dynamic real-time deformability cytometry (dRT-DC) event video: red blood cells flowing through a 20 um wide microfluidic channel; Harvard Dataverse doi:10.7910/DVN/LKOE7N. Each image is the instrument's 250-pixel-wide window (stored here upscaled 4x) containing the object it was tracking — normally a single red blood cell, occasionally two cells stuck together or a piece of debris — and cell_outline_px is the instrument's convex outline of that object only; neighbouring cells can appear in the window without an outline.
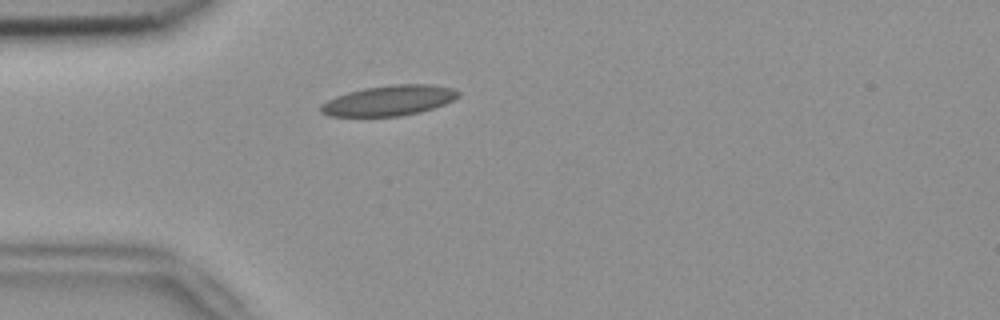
{"species": "common noctule bat (a hibernating species)", "species_latin": "Nyctalus noctula", "temperature_condition": "room temperature", "stored_images_in_passage": 39, "camera_frame_rate_fps": 3000, "um_per_image_px": 0.085, "animal": {"sex": "female", "body_mass_g": 18.4}, "frame": {"image": 1, "passage_image": 1, "time_ms": 0.0, "image_size_px": [1000, 320], "cell_outline_px": [[460, 96], [444, 104], [420, 112], [400, 116], [328, 116], [320, 112], [320, 104], [336, 96], [348, 92], [364, 88], [392, 84], [432, 84], [452, 88], [460, 92]], "centroid_in_image_um": [33.06, 8.54], "position_along_channel_um": 51.9, "area_um2": 24.28}}
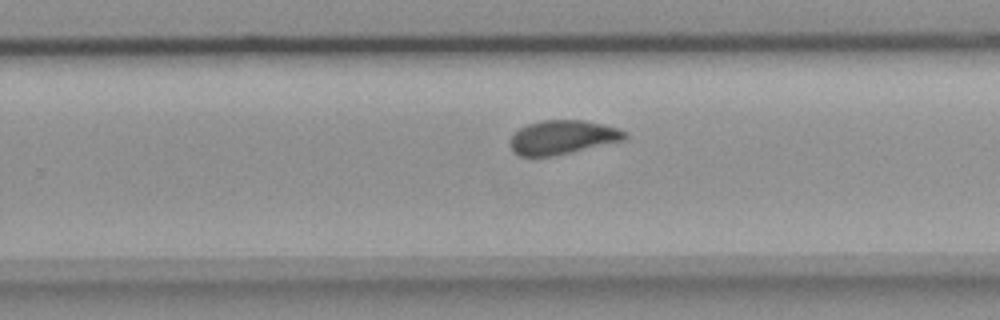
{"frame": {"image": 2, "passage_image": 20, "time_ms": 6.333, "image_size_px": [1000, 320], "cell_outline_px": [[628, 136], [624, 140], [552, 156], [520, 156], [512, 152], [508, 144], [508, 140], [520, 128], [528, 124], [540, 120], [584, 120], [620, 128]], "centroid_in_image_um": [47.77, 11.66], "position_along_channel_um": 282.0, "area_um2": 22.72}}
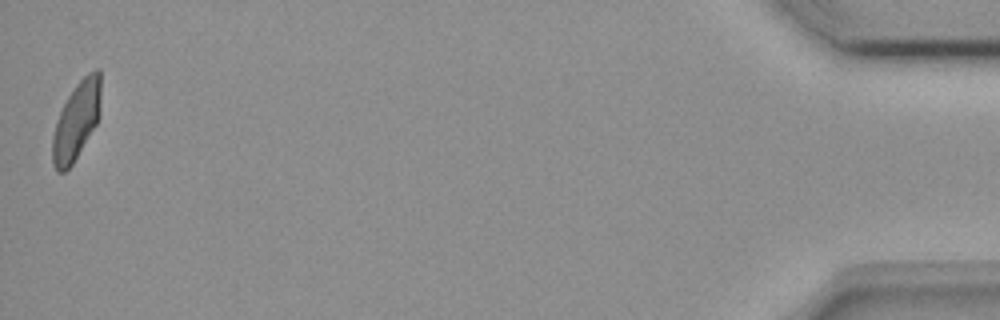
{"frame": {"image": 3, "passage_image": 39, "time_ms": 12.667, "image_size_px": [1000, 320], "cell_outline_px": [[100, 116], [96, 124], [72, 164], [64, 172], [56, 172], [52, 164], [52, 136], [56, 120], [68, 96], [76, 84], [88, 72], [96, 68], [100, 68]], "centroid_in_image_um": [6.49, 10.26], "position_along_channel_um": 428.7, "area_um2": 21.91}, "authors_computed_cell_mechanics": {"area_um2": 23.0044, "velocity_mm_per_s": 3.791, "shape_relaxation_time_tau1_ms": 6.367, "shape_relaxation_time_tau2_ms": 1.0404, "deformation_change_tau1": 0.1505, "deformation_change_tau2": 0.0665}}